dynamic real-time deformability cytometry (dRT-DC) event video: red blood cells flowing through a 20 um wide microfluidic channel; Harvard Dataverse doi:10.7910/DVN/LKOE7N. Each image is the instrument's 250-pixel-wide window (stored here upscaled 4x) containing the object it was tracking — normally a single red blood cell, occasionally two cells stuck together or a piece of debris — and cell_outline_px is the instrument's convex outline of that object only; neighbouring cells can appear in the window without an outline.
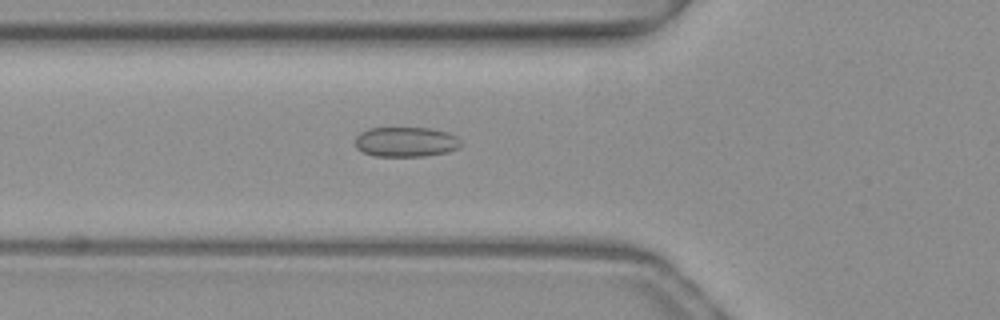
{"species": "common noctule bat (a hibernating species)", "species_latin": "Nyctalus noctula", "temperature_condition": "warm", "stored_images_in_passage": 22, "camera_frame_rate_fps": 3000, "um_per_image_px": 0.085, "animal": {"sex": "female", "body_mass_g": 19.3, "forearm_length_mm": 54.1}, "frame": {"image": 1, "passage_image": 12, "time_ms": 3.667, "image_size_px": [1000, 320], "cell_outline_px": [[464, 144], [460, 148], [448, 152], [424, 156], [372, 156], [356, 148], [356, 136], [360, 132], [368, 128], [432, 128], [448, 132], [456, 136]], "centroid_in_image_um": [34.54, 12.06], "position_along_channel_um": 91.3, "area_um2": 18.67}}
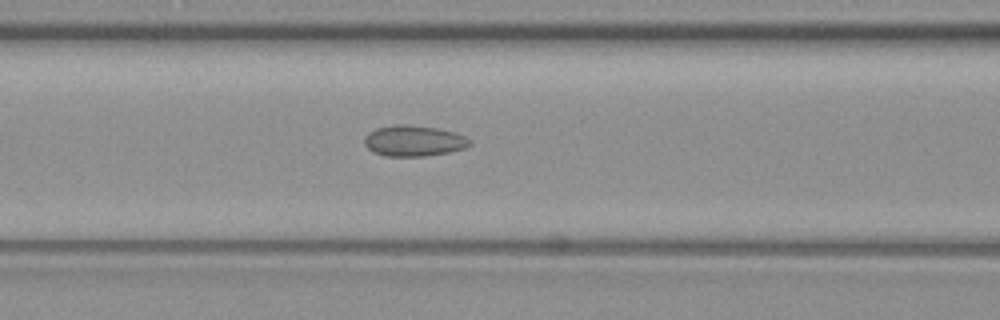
{"frame": {"image": 2, "passage_image": 15, "time_ms": 4.667, "image_size_px": [1000, 320], "cell_outline_px": [[472, 144], [464, 148], [452, 152], [424, 156], [384, 156], [372, 152], [364, 144], [364, 136], [368, 132], [376, 128], [396, 124], [404, 124], [436, 128], [456, 132], [472, 140]], "centroid_in_image_um": [35.17, 11.97], "position_along_channel_um": 131.4, "area_um2": 19.19}}
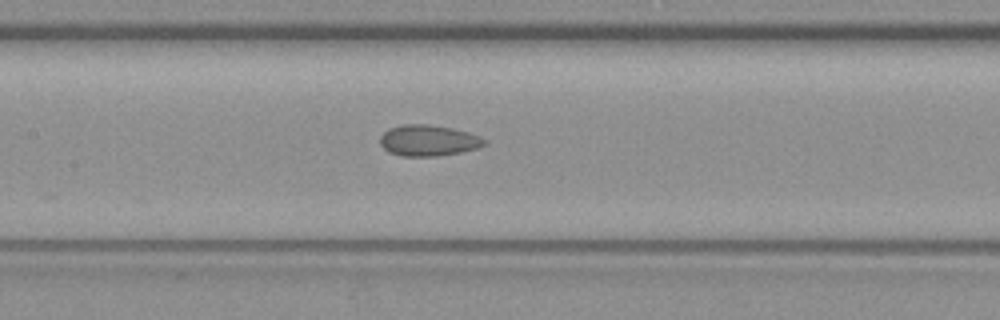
{"frame": {"image": 3, "passage_image": 18, "time_ms": 5.667, "image_size_px": [1000, 320], "cell_outline_px": [[488, 144], [476, 148], [460, 152], [436, 156], [400, 156], [388, 152], [380, 144], [380, 136], [388, 128], [404, 124], [428, 124], [452, 128], [468, 132], [480, 136], [488, 140]], "centroid_in_image_um": [36.41, 11.94], "position_along_channel_um": 171.0, "area_um2": 19.02}}